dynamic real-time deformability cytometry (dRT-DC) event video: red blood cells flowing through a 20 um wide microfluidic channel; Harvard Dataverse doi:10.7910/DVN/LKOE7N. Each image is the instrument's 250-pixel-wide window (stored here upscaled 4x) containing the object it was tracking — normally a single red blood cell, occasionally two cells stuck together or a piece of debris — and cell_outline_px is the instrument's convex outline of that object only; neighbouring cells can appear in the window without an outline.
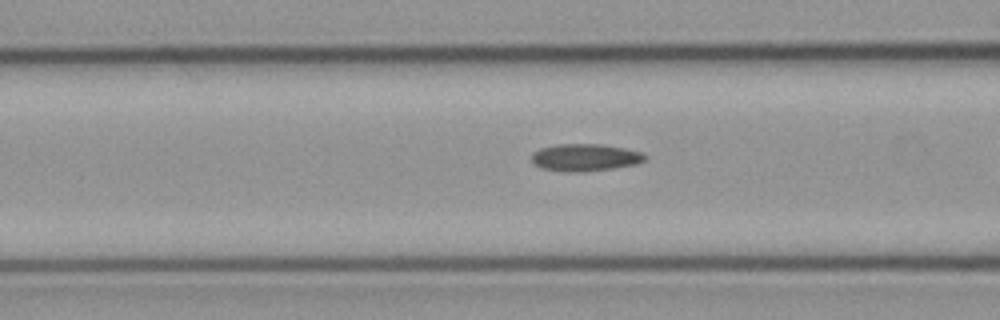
{"species": "common noctule bat (a hibernating species)", "species_latin": "Nyctalus noctula", "temperature_condition": "cold", "stored_images_in_passage": 19, "camera_frame_rate_fps": 3000, "um_per_image_px": 0.085, "animal": {"sex": "male", "body_mass_g": 23.1, "forearm_length_mm": 52.7}, "frame": {"image": 1, "passage_image": 4, "time_ms": 1.0, "image_size_px": [1000, 320], "cell_outline_px": [[648, 156], [644, 160], [636, 164], [612, 168], [580, 172], [564, 172], [540, 168], [532, 160], [532, 152], [540, 148], [560, 144], [600, 144], [624, 148], [640, 152]], "centroid_in_image_um": [49.71, 13.39], "position_along_channel_um": 116.9, "area_um2": 17.92}}
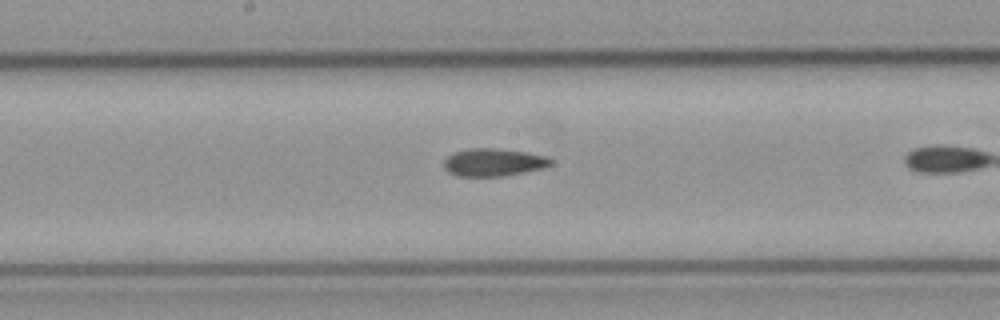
{"frame": {"image": 2, "passage_image": 11, "time_ms": 3.333, "image_size_px": [1000, 320], "cell_outline_px": [[552, 164], [544, 168], [504, 176], [456, 176], [448, 172], [444, 168], [444, 160], [452, 152], [472, 148], [492, 148], [528, 152], [548, 156], [552, 160]], "centroid_in_image_um": [41.95, 13.8], "position_along_channel_um": 206.2, "area_um2": 17.4}}
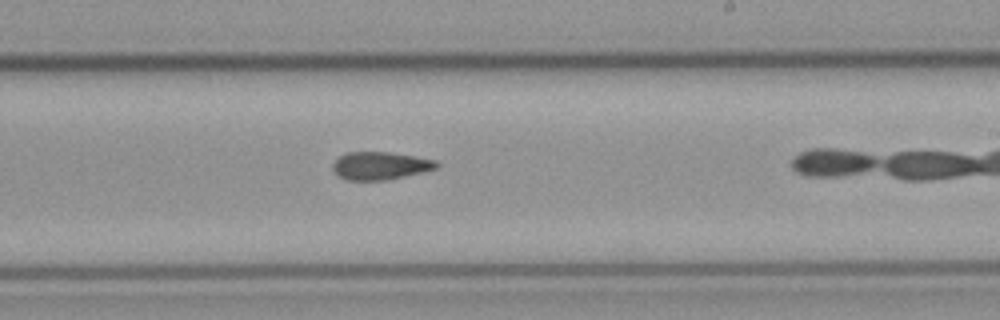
{"frame": {"image": 3, "passage_image": 15, "time_ms": 4.667, "image_size_px": [1000, 320], "cell_outline_px": [[440, 164], [436, 168], [404, 176], [384, 180], [348, 180], [340, 176], [332, 168], [332, 164], [340, 156], [348, 152], [388, 152], [416, 156], [436, 160]], "centroid_in_image_um": [32.33, 14.07], "position_along_channel_um": 256.7, "area_um2": 16.59}}